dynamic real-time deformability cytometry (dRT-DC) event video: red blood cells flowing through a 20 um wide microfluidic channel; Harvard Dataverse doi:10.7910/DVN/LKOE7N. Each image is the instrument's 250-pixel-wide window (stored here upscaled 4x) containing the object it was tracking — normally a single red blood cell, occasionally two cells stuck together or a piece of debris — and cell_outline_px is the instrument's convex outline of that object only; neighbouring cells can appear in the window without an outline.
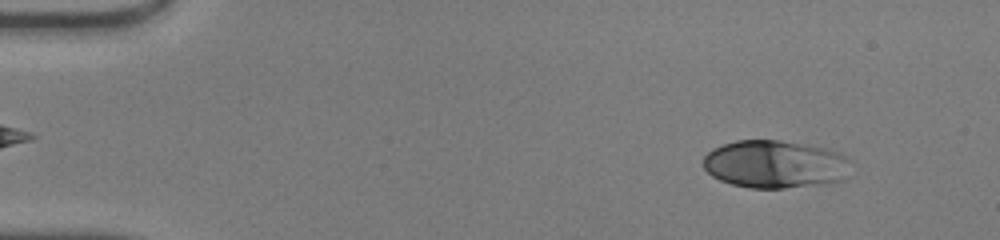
{"species": "human", "species_latin": "Homo sapiens", "temperature_condition": "warm", "stored_images_in_passage": 47, "camera_frame_rate_fps": 3000, "um_per_image_px": 0.085, "donor": {"sex": "male"}, "frame": {"image": 1, "passage_image": 4, "time_ms": 1.0, "image_size_px": [1000, 240], "cell_outline_px": [[844, 180], [816, 184], [784, 188], [752, 188], [732, 184], [720, 180], [712, 176], [704, 168], [704, 156], [712, 148], [736, 140], [780, 140], [828, 148], [844, 156]], "centroid_in_image_um": [65.77, 13.95], "position_along_channel_um": 19.2, "area_um2": 40.4}}
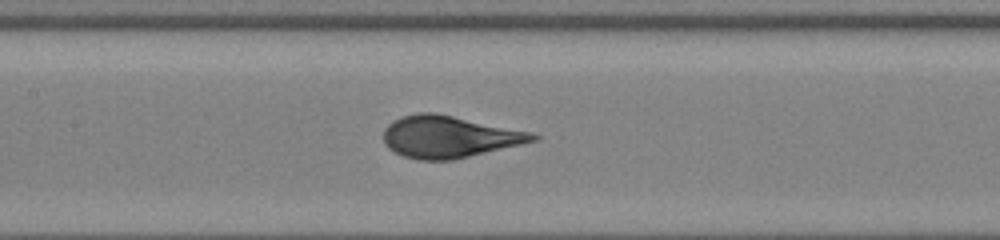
{"frame": {"image": 2, "passage_image": 22, "time_ms": 7.0, "image_size_px": [1000, 240], "cell_outline_px": [[540, 140], [452, 160], [416, 160], [404, 156], [388, 148], [384, 144], [384, 128], [392, 120], [400, 116], [416, 112], [436, 112], [532, 132], [540, 136]], "centroid_in_image_um": [38.17, 11.61], "position_along_channel_um": 169.2, "area_um2": 36.76}}
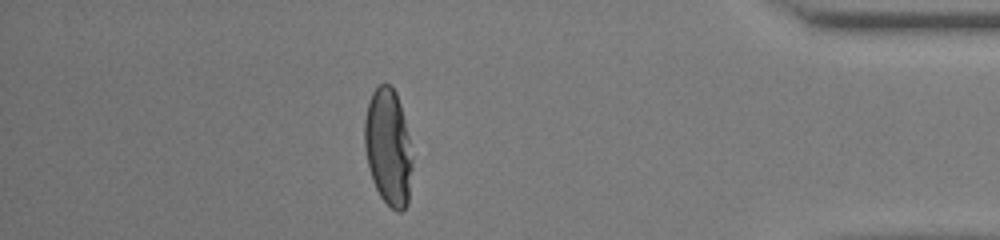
{"frame": {"image": 3, "passage_image": 41, "time_ms": 13.333, "image_size_px": [1000, 240], "cell_outline_px": [[412, 168], [408, 204], [400, 212], [396, 212], [380, 196], [372, 180], [364, 148], [364, 120], [368, 104], [372, 92], [380, 84], [388, 84], [396, 92], [400, 104], [408, 136], [412, 156]], "centroid_in_image_um": [32.99, 12.53], "position_along_channel_um": 402.2, "area_um2": 32.37}, "authors_computed_cell_mechanics": {"area_um2": 36.5296, "velocity_mm_per_s": 4.2689, "shape_relaxation_time_tau1_ms": 4.6274, "shape_relaxation_time_tau2_ms": null, "deformation_change_tau1": 0.2587, "deformation_change_tau2": null}}